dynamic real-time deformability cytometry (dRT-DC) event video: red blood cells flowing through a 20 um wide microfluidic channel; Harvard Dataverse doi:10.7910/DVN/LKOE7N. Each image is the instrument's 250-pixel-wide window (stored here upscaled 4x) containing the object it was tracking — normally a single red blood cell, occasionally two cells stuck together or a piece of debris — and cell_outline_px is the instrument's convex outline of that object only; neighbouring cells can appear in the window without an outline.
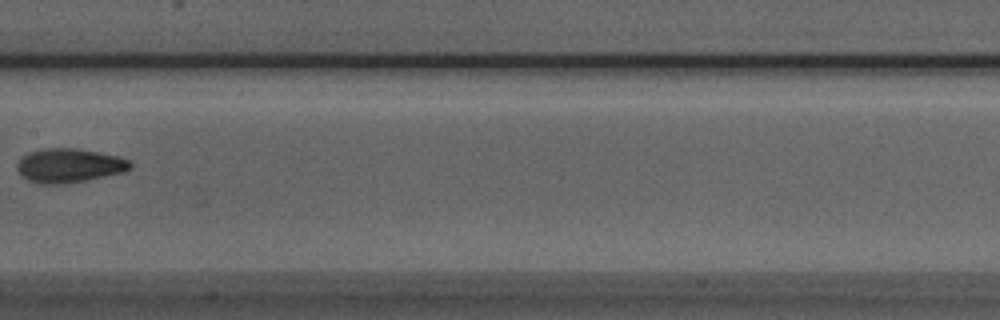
{"species": "Egyptian fruit bat (a non-hibernating species)", "species_latin": "Rousettus aegyptiacus", "temperature_condition": "room temperature", "stored_images_in_passage": 7, "camera_frame_rate_fps": 3000, "um_per_image_px": 0.085, "animal": {"sex": "male"}, "frame": {"image": 1, "passage_image": 6, "time_ms": 1.667, "image_size_px": [1000, 320], "cell_outline_px": [[132, 168], [124, 172], [84, 180], [60, 184], [40, 184], [28, 180], [20, 176], [16, 168], [16, 164], [20, 156], [28, 152], [44, 148], [76, 148], [120, 156], [128, 160], [132, 164]], "centroid_in_image_um": [5.83, 14.06], "position_along_channel_um": 201.6, "area_um2": 22.66}}
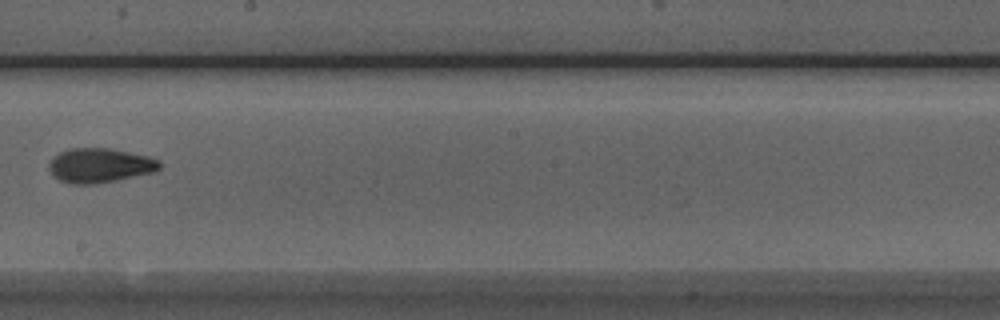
{"frame": {"image": 2, "passage_image": 7, "time_ms": 2.0, "image_size_px": [1000, 320], "cell_outline_px": [[160, 168], [156, 172], [96, 184], [72, 184], [60, 180], [48, 168], [48, 164], [60, 152], [68, 148], [108, 148], [148, 156], [160, 160]], "centroid_in_image_um": [8.52, 14.06], "position_along_channel_um": 239.7, "area_um2": 22.08}}